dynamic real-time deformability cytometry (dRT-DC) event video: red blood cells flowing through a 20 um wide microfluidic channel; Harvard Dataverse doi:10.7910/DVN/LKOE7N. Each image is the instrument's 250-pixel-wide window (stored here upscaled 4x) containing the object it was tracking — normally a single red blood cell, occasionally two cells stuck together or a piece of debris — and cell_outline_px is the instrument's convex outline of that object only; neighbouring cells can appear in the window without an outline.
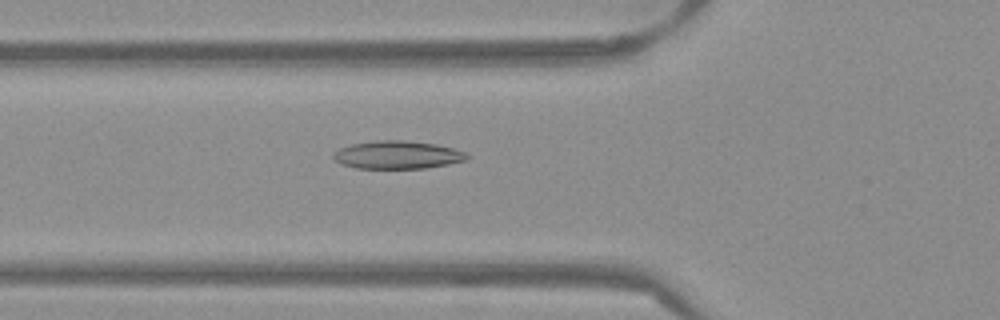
{"species": "Egyptian fruit bat (a non-hibernating species)", "species_latin": "Rousettus aegyptiacus", "temperature_condition": "warm", "stored_images_in_passage": 52, "camera_frame_rate_fps": 3000, "um_per_image_px": 0.085, "frame": {"image": 1, "passage_image": 19, "time_ms": 6.0, "image_size_px": [1000, 320], "cell_outline_px": [[472, 156], [468, 160], [448, 164], [424, 168], [356, 168], [340, 164], [332, 160], [332, 152], [340, 148], [352, 144], [376, 140], [404, 140], [436, 144], [452, 148], [464, 152]], "centroid_in_image_um": [33.76, 13.16], "position_along_channel_um": 92.0, "area_um2": 21.96}}
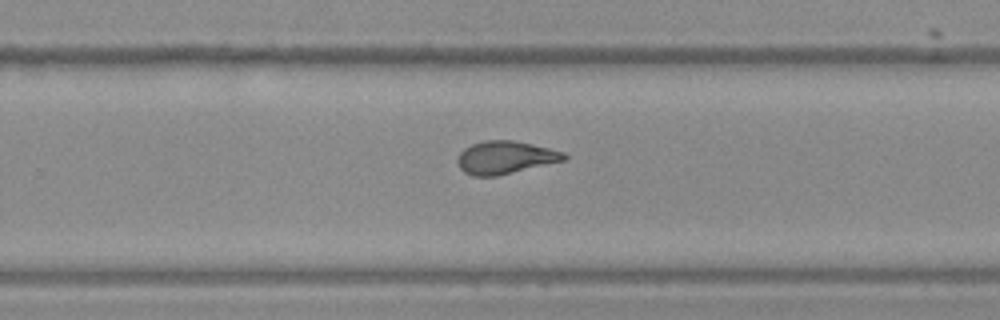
{"frame": {"image": 2, "passage_image": 34, "time_ms": 11.0, "image_size_px": [1000, 320], "cell_outline_px": [[568, 160], [496, 176], [472, 176], [464, 172], [460, 168], [456, 160], [460, 152], [464, 148], [472, 144], [484, 140], [512, 140], [532, 144], [564, 152], [568, 156]], "centroid_in_image_um": [42.95, 13.39], "position_along_channel_um": 286.8, "area_um2": 20.52}}
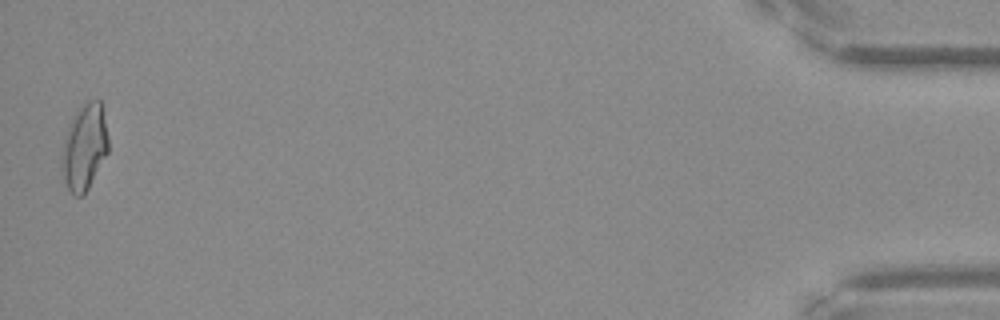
{"frame": {"image": 3, "passage_image": 52, "time_ms": 17.0, "image_size_px": [1000, 320], "cell_outline_px": [[108, 152], [88, 188], [80, 196], [76, 196], [68, 188], [64, 180], [60, 168], [60, 160], [64, 140], [68, 124], [76, 112], [88, 100], [100, 100], [108, 136]], "centroid_in_image_um": [7.15, 12.51], "position_along_channel_um": 428.0, "area_um2": 23.12}, "authors_computed_cell_mechanics": {"area_um2": 21.0681, "velocity_mm_per_s": 3.8807, "shape_relaxation_time_tau1_ms": null, "shape_relaxation_time_tau2_ms": 1.7216, "deformation_change_tau1": null, "deformation_change_tau2": 0.0844}}